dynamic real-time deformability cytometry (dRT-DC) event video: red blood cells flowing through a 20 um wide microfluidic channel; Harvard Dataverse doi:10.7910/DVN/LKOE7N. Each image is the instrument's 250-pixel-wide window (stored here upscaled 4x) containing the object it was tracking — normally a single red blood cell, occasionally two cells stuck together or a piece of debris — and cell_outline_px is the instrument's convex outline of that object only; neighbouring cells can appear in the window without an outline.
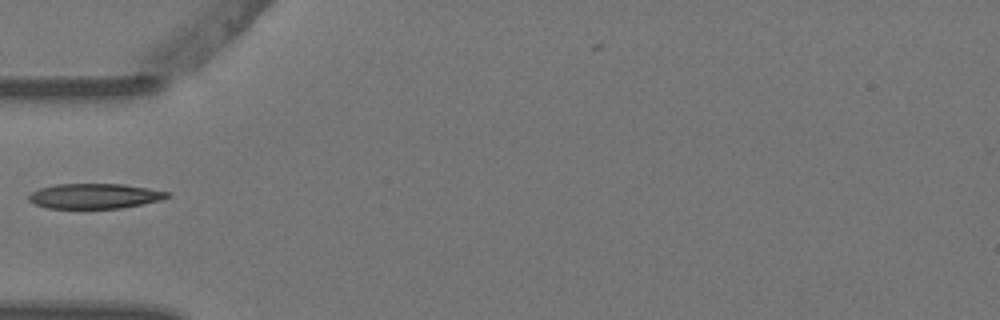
{"species": "Egyptian fruit bat (a non-hibernating species)", "species_latin": "Rousettus aegyptiacus", "temperature_condition": "warm", "stored_images_in_passage": 5, "camera_frame_rate_fps": 3000, "um_per_image_px": 0.085, "animal": {"sex": "female"}, "frame": {"image": 1, "passage_image": 5, "time_ms": 1.333, "image_size_px": [1000, 320], "cell_outline_px": [[172, 196], [160, 200], [144, 204], [120, 208], [48, 208], [36, 204], [28, 200], [28, 196], [32, 192], [40, 188], [56, 184], [124, 184], [148, 188], [168, 192]], "centroid_in_image_um": [8.07, 16.66], "position_along_channel_um": 76.9, "area_um2": 20.17}}